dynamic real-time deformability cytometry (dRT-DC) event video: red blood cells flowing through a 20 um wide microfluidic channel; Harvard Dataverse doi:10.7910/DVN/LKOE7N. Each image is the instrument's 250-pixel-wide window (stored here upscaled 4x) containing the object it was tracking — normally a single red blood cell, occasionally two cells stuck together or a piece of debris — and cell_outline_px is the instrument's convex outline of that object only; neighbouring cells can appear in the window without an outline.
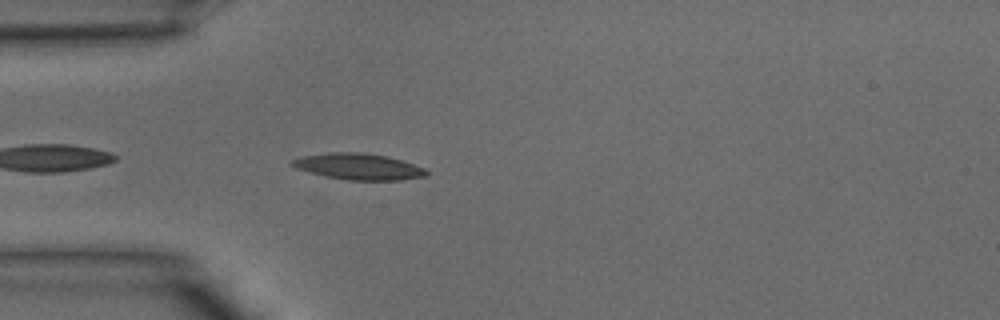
{"species": "common noctule bat (a hibernating species)", "species_latin": "Nyctalus noctula", "temperature_condition": "warm", "stored_images_in_passage": 6, "camera_frame_rate_fps": 3000, "um_per_image_px": 0.085, "animal": {"sex": "male", "body_mass_g": 15.6}, "frame": {"image": 1, "passage_image": 2, "time_ms": 0.333, "image_size_px": [1000, 320], "cell_outline_px": [[428, 176], [400, 180], [348, 180], [324, 176], [296, 168], [288, 164], [288, 160], [300, 156], [328, 152], [364, 152], [388, 156], [424, 168], [428, 172]], "centroid_in_image_um": [30.41, 14.15], "position_along_channel_um": 54.6, "area_um2": 20.75}}